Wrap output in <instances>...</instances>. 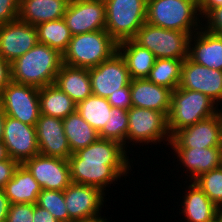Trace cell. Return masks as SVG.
Here are the masks:
<instances>
[{
  "label": "cell",
  "mask_w": 222,
  "mask_h": 222,
  "mask_svg": "<svg viewBox=\"0 0 222 222\" xmlns=\"http://www.w3.org/2000/svg\"><path fill=\"white\" fill-rule=\"evenodd\" d=\"M34 204H10L6 222H33Z\"/></svg>",
  "instance_id": "cell-35"
},
{
  "label": "cell",
  "mask_w": 222,
  "mask_h": 222,
  "mask_svg": "<svg viewBox=\"0 0 222 222\" xmlns=\"http://www.w3.org/2000/svg\"><path fill=\"white\" fill-rule=\"evenodd\" d=\"M106 194L99 188L71 183L64 190V200L72 221L100 215Z\"/></svg>",
  "instance_id": "cell-17"
},
{
  "label": "cell",
  "mask_w": 222,
  "mask_h": 222,
  "mask_svg": "<svg viewBox=\"0 0 222 222\" xmlns=\"http://www.w3.org/2000/svg\"><path fill=\"white\" fill-rule=\"evenodd\" d=\"M199 17L198 0H147L146 22L156 27L191 36L201 28Z\"/></svg>",
  "instance_id": "cell-3"
},
{
  "label": "cell",
  "mask_w": 222,
  "mask_h": 222,
  "mask_svg": "<svg viewBox=\"0 0 222 222\" xmlns=\"http://www.w3.org/2000/svg\"><path fill=\"white\" fill-rule=\"evenodd\" d=\"M188 58L197 64L222 71V37L200 28L189 38Z\"/></svg>",
  "instance_id": "cell-19"
},
{
  "label": "cell",
  "mask_w": 222,
  "mask_h": 222,
  "mask_svg": "<svg viewBox=\"0 0 222 222\" xmlns=\"http://www.w3.org/2000/svg\"><path fill=\"white\" fill-rule=\"evenodd\" d=\"M40 113L59 119L76 110L74 101L55 84L39 88Z\"/></svg>",
  "instance_id": "cell-27"
},
{
  "label": "cell",
  "mask_w": 222,
  "mask_h": 222,
  "mask_svg": "<svg viewBox=\"0 0 222 222\" xmlns=\"http://www.w3.org/2000/svg\"><path fill=\"white\" fill-rule=\"evenodd\" d=\"M65 0H20L18 19L33 26L64 17Z\"/></svg>",
  "instance_id": "cell-23"
},
{
  "label": "cell",
  "mask_w": 222,
  "mask_h": 222,
  "mask_svg": "<svg viewBox=\"0 0 222 222\" xmlns=\"http://www.w3.org/2000/svg\"><path fill=\"white\" fill-rule=\"evenodd\" d=\"M212 222H222L218 217L215 219V220H213Z\"/></svg>",
  "instance_id": "cell-48"
},
{
  "label": "cell",
  "mask_w": 222,
  "mask_h": 222,
  "mask_svg": "<svg viewBox=\"0 0 222 222\" xmlns=\"http://www.w3.org/2000/svg\"><path fill=\"white\" fill-rule=\"evenodd\" d=\"M130 91L133 106L162 112L168 117L171 108V89L142 78L131 80Z\"/></svg>",
  "instance_id": "cell-20"
},
{
  "label": "cell",
  "mask_w": 222,
  "mask_h": 222,
  "mask_svg": "<svg viewBox=\"0 0 222 222\" xmlns=\"http://www.w3.org/2000/svg\"><path fill=\"white\" fill-rule=\"evenodd\" d=\"M66 93L75 104L92 95L89 69L62 64L54 83Z\"/></svg>",
  "instance_id": "cell-24"
},
{
  "label": "cell",
  "mask_w": 222,
  "mask_h": 222,
  "mask_svg": "<svg viewBox=\"0 0 222 222\" xmlns=\"http://www.w3.org/2000/svg\"><path fill=\"white\" fill-rule=\"evenodd\" d=\"M117 45L105 29L75 35L62 55V63L77 68L97 67L117 52Z\"/></svg>",
  "instance_id": "cell-4"
},
{
  "label": "cell",
  "mask_w": 222,
  "mask_h": 222,
  "mask_svg": "<svg viewBox=\"0 0 222 222\" xmlns=\"http://www.w3.org/2000/svg\"><path fill=\"white\" fill-rule=\"evenodd\" d=\"M179 87L206 94L218 106L222 102V71L197 64L187 57L182 65Z\"/></svg>",
  "instance_id": "cell-15"
},
{
  "label": "cell",
  "mask_w": 222,
  "mask_h": 222,
  "mask_svg": "<svg viewBox=\"0 0 222 222\" xmlns=\"http://www.w3.org/2000/svg\"><path fill=\"white\" fill-rule=\"evenodd\" d=\"M5 114L0 108V141H3Z\"/></svg>",
  "instance_id": "cell-46"
},
{
  "label": "cell",
  "mask_w": 222,
  "mask_h": 222,
  "mask_svg": "<svg viewBox=\"0 0 222 222\" xmlns=\"http://www.w3.org/2000/svg\"><path fill=\"white\" fill-rule=\"evenodd\" d=\"M11 81V63L0 55V94Z\"/></svg>",
  "instance_id": "cell-40"
},
{
  "label": "cell",
  "mask_w": 222,
  "mask_h": 222,
  "mask_svg": "<svg viewBox=\"0 0 222 222\" xmlns=\"http://www.w3.org/2000/svg\"><path fill=\"white\" fill-rule=\"evenodd\" d=\"M185 190L181 210L187 222H212L218 217V207L194 183H189Z\"/></svg>",
  "instance_id": "cell-22"
},
{
  "label": "cell",
  "mask_w": 222,
  "mask_h": 222,
  "mask_svg": "<svg viewBox=\"0 0 222 222\" xmlns=\"http://www.w3.org/2000/svg\"><path fill=\"white\" fill-rule=\"evenodd\" d=\"M72 222H109L107 221V219L105 218H101V215H98V216H95V217H92V218H87V219H81V220H75V221H72Z\"/></svg>",
  "instance_id": "cell-44"
},
{
  "label": "cell",
  "mask_w": 222,
  "mask_h": 222,
  "mask_svg": "<svg viewBox=\"0 0 222 222\" xmlns=\"http://www.w3.org/2000/svg\"><path fill=\"white\" fill-rule=\"evenodd\" d=\"M111 109L112 106L107 98L93 94L76 104V111L98 133L108 125Z\"/></svg>",
  "instance_id": "cell-30"
},
{
  "label": "cell",
  "mask_w": 222,
  "mask_h": 222,
  "mask_svg": "<svg viewBox=\"0 0 222 222\" xmlns=\"http://www.w3.org/2000/svg\"><path fill=\"white\" fill-rule=\"evenodd\" d=\"M36 205L47 209L60 222H72L66 208L64 191L42 189Z\"/></svg>",
  "instance_id": "cell-33"
},
{
  "label": "cell",
  "mask_w": 222,
  "mask_h": 222,
  "mask_svg": "<svg viewBox=\"0 0 222 222\" xmlns=\"http://www.w3.org/2000/svg\"><path fill=\"white\" fill-rule=\"evenodd\" d=\"M20 0H0V25L18 19Z\"/></svg>",
  "instance_id": "cell-37"
},
{
  "label": "cell",
  "mask_w": 222,
  "mask_h": 222,
  "mask_svg": "<svg viewBox=\"0 0 222 222\" xmlns=\"http://www.w3.org/2000/svg\"><path fill=\"white\" fill-rule=\"evenodd\" d=\"M107 100L112 107L128 111L133 107L130 85H127L126 87L120 89L119 92L110 95Z\"/></svg>",
  "instance_id": "cell-38"
},
{
  "label": "cell",
  "mask_w": 222,
  "mask_h": 222,
  "mask_svg": "<svg viewBox=\"0 0 222 222\" xmlns=\"http://www.w3.org/2000/svg\"><path fill=\"white\" fill-rule=\"evenodd\" d=\"M179 158L193 182L196 178L212 169L221 167L222 147L211 148H171Z\"/></svg>",
  "instance_id": "cell-21"
},
{
  "label": "cell",
  "mask_w": 222,
  "mask_h": 222,
  "mask_svg": "<svg viewBox=\"0 0 222 222\" xmlns=\"http://www.w3.org/2000/svg\"><path fill=\"white\" fill-rule=\"evenodd\" d=\"M36 28L38 43L47 45L63 55L73 36L64 18L40 23Z\"/></svg>",
  "instance_id": "cell-29"
},
{
  "label": "cell",
  "mask_w": 222,
  "mask_h": 222,
  "mask_svg": "<svg viewBox=\"0 0 222 222\" xmlns=\"http://www.w3.org/2000/svg\"><path fill=\"white\" fill-rule=\"evenodd\" d=\"M125 150L119 142L100 138L77 150L68 159L71 181L99 188L105 193L106 186L130 173V159Z\"/></svg>",
  "instance_id": "cell-1"
},
{
  "label": "cell",
  "mask_w": 222,
  "mask_h": 222,
  "mask_svg": "<svg viewBox=\"0 0 222 222\" xmlns=\"http://www.w3.org/2000/svg\"><path fill=\"white\" fill-rule=\"evenodd\" d=\"M23 165L43 190L64 191L72 183L68 160L37 154Z\"/></svg>",
  "instance_id": "cell-13"
},
{
  "label": "cell",
  "mask_w": 222,
  "mask_h": 222,
  "mask_svg": "<svg viewBox=\"0 0 222 222\" xmlns=\"http://www.w3.org/2000/svg\"><path fill=\"white\" fill-rule=\"evenodd\" d=\"M128 118V144H158L164 139L168 141L166 145L170 144L172 136L168 130V117L164 113L133 106L128 110Z\"/></svg>",
  "instance_id": "cell-8"
},
{
  "label": "cell",
  "mask_w": 222,
  "mask_h": 222,
  "mask_svg": "<svg viewBox=\"0 0 222 222\" xmlns=\"http://www.w3.org/2000/svg\"><path fill=\"white\" fill-rule=\"evenodd\" d=\"M64 20L73 36L105 29L104 0H71L65 9Z\"/></svg>",
  "instance_id": "cell-11"
},
{
  "label": "cell",
  "mask_w": 222,
  "mask_h": 222,
  "mask_svg": "<svg viewBox=\"0 0 222 222\" xmlns=\"http://www.w3.org/2000/svg\"><path fill=\"white\" fill-rule=\"evenodd\" d=\"M62 64V54L47 45L37 43L11 63V80L42 88L55 83Z\"/></svg>",
  "instance_id": "cell-2"
},
{
  "label": "cell",
  "mask_w": 222,
  "mask_h": 222,
  "mask_svg": "<svg viewBox=\"0 0 222 222\" xmlns=\"http://www.w3.org/2000/svg\"><path fill=\"white\" fill-rule=\"evenodd\" d=\"M172 148L222 147L220 112L177 131L169 144Z\"/></svg>",
  "instance_id": "cell-12"
},
{
  "label": "cell",
  "mask_w": 222,
  "mask_h": 222,
  "mask_svg": "<svg viewBox=\"0 0 222 222\" xmlns=\"http://www.w3.org/2000/svg\"><path fill=\"white\" fill-rule=\"evenodd\" d=\"M19 165V162L11 158L0 162V189H3L5 184L13 178Z\"/></svg>",
  "instance_id": "cell-39"
},
{
  "label": "cell",
  "mask_w": 222,
  "mask_h": 222,
  "mask_svg": "<svg viewBox=\"0 0 222 222\" xmlns=\"http://www.w3.org/2000/svg\"><path fill=\"white\" fill-rule=\"evenodd\" d=\"M219 110L217 104L206 94L178 86L171 94V108L168 114L169 133L173 136L182 128L218 114Z\"/></svg>",
  "instance_id": "cell-5"
},
{
  "label": "cell",
  "mask_w": 222,
  "mask_h": 222,
  "mask_svg": "<svg viewBox=\"0 0 222 222\" xmlns=\"http://www.w3.org/2000/svg\"><path fill=\"white\" fill-rule=\"evenodd\" d=\"M128 111L112 107L108 118V125L99 132L100 139L119 142L127 151ZM127 146V147H126Z\"/></svg>",
  "instance_id": "cell-32"
},
{
  "label": "cell",
  "mask_w": 222,
  "mask_h": 222,
  "mask_svg": "<svg viewBox=\"0 0 222 222\" xmlns=\"http://www.w3.org/2000/svg\"><path fill=\"white\" fill-rule=\"evenodd\" d=\"M10 204L4 190L0 189V222H6Z\"/></svg>",
  "instance_id": "cell-43"
},
{
  "label": "cell",
  "mask_w": 222,
  "mask_h": 222,
  "mask_svg": "<svg viewBox=\"0 0 222 222\" xmlns=\"http://www.w3.org/2000/svg\"><path fill=\"white\" fill-rule=\"evenodd\" d=\"M222 6V0H198L199 13L201 17L212 8Z\"/></svg>",
  "instance_id": "cell-42"
},
{
  "label": "cell",
  "mask_w": 222,
  "mask_h": 222,
  "mask_svg": "<svg viewBox=\"0 0 222 222\" xmlns=\"http://www.w3.org/2000/svg\"><path fill=\"white\" fill-rule=\"evenodd\" d=\"M33 222H60L47 209L34 204Z\"/></svg>",
  "instance_id": "cell-41"
},
{
  "label": "cell",
  "mask_w": 222,
  "mask_h": 222,
  "mask_svg": "<svg viewBox=\"0 0 222 222\" xmlns=\"http://www.w3.org/2000/svg\"><path fill=\"white\" fill-rule=\"evenodd\" d=\"M3 143L9 158L23 164L39 154L36 127L5 116Z\"/></svg>",
  "instance_id": "cell-14"
},
{
  "label": "cell",
  "mask_w": 222,
  "mask_h": 222,
  "mask_svg": "<svg viewBox=\"0 0 222 222\" xmlns=\"http://www.w3.org/2000/svg\"><path fill=\"white\" fill-rule=\"evenodd\" d=\"M185 59H156L147 79L154 84L176 89L181 80L182 65Z\"/></svg>",
  "instance_id": "cell-31"
},
{
  "label": "cell",
  "mask_w": 222,
  "mask_h": 222,
  "mask_svg": "<svg viewBox=\"0 0 222 222\" xmlns=\"http://www.w3.org/2000/svg\"><path fill=\"white\" fill-rule=\"evenodd\" d=\"M217 206L222 205V168L202 174L193 181Z\"/></svg>",
  "instance_id": "cell-34"
},
{
  "label": "cell",
  "mask_w": 222,
  "mask_h": 222,
  "mask_svg": "<svg viewBox=\"0 0 222 222\" xmlns=\"http://www.w3.org/2000/svg\"><path fill=\"white\" fill-rule=\"evenodd\" d=\"M3 190L11 204H36L42 188L30 171L23 164H20L13 178L5 184Z\"/></svg>",
  "instance_id": "cell-25"
},
{
  "label": "cell",
  "mask_w": 222,
  "mask_h": 222,
  "mask_svg": "<svg viewBox=\"0 0 222 222\" xmlns=\"http://www.w3.org/2000/svg\"><path fill=\"white\" fill-rule=\"evenodd\" d=\"M189 38L188 33L156 27L145 22L133 40L151 51L156 59H186Z\"/></svg>",
  "instance_id": "cell-7"
},
{
  "label": "cell",
  "mask_w": 222,
  "mask_h": 222,
  "mask_svg": "<svg viewBox=\"0 0 222 222\" xmlns=\"http://www.w3.org/2000/svg\"><path fill=\"white\" fill-rule=\"evenodd\" d=\"M38 43L37 28L19 19L0 25V55L10 63Z\"/></svg>",
  "instance_id": "cell-16"
},
{
  "label": "cell",
  "mask_w": 222,
  "mask_h": 222,
  "mask_svg": "<svg viewBox=\"0 0 222 222\" xmlns=\"http://www.w3.org/2000/svg\"><path fill=\"white\" fill-rule=\"evenodd\" d=\"M105 30L117 42L131 40L146 22L147 0H104Z\"/></svg>",
  "instance_id": "cell-6"
},
{
  "label": "cell",
  "mask_w": 222,
  "mask_h": 222,
  "mask_svg": "<svg viewBox=\"0 0 222 222\" xmlns=\"http://www.w3.org/2000/svg\"><path fill=\"white\" fill-rule=\"evenodd\" d=\"M39 154L68 160L72 155L63 119L41 114L36 122Z\"/></svg>",
  "instance_id": "cell-18"
},
{
  "label": "cell",
  "mask_w": 222,
  "mask_h": 222,
  "mask_svg": "<svg viewBox=\"0 0 222 222\" xmlns=\"http://www.w3.org/2000/svg\"><path fill=\"white\" fill-rule=\"evenodd\" d=\"M218 218L222 221V205L218 207Z\"/></svg>",
  "instance_id": "cell-47"
},
{
  "label": "cell",
  "mask_w": 222,
  "mask_h": 222,
  "mask_svg": "<svg viewBox=\"0 0 222 222\" xmlns=\"http://www.w3.org/2000/svg\"><path fill=\"white\" fill-rule=\"evenodd\" d=\"M221 109L219 110L220 115H221V120H222V106L220 105Z\"/></svg>",
  "instance_id": "cell-49"
},
{
  "label": "cell",
  "mask_w": 222,
  "mask_h": 222,
  "mask_svg": "<svg viewBox=\"0 0 222 222\" xmlns=\"http://www.w3.org/2000/svg\"><path fill=\"white\" fill-rule=\"evenodd\" d=\"M0 108L6 116L35 126L41 115L39 88L11 81L0 94Z\"/></svg>",
  "instance_id": "cell-9"
},
{
  "label": "cell",
  "mask_w": 222,
  "mask_h": 222,
  "mask_svg": "<svg viewBox=\"0 0 222 222\" xmlns=\"http://www.w3.org/2000/svg\"><path fill=\"white\" fill-rule=\"evenodd\" d=\"M63 128L71 153H75L99 139V133L76 110L63 119Z\"/></svg>",
  "instance_id": "cell-28"
},
{
  "label": "cell",
  "mask_w": 222,
  "mask_h": 222,
  "mask_svg": "<svg viewBox=\"0 0 222 222\" xmlns=\"http://www.w3.org/2000/svg\"><path fill=\"white\" fill-rule=\"evenodd\" d=\"M89 75L92 94L102 98H108L119 92L123 87L130 85L132 80L126 63L118 51L97 67L90 68Z\"/></svg>",
  "instance_id": "cell-10"
},
{
  "label": "cell",
  "mask_w": 222,
  "mask_h": 222,
  "mask_svg": "<svg viewBox=\"0 0 222 222\" xmlns=\"http://www.w3.org/2000/svg\"><path fill=\"white\" fill-rule=\"evenodd\" d=\"M9 155L6 150V146L4 145L3 141H0V162L7 160Z\"/></svg>",
  "instance_id": "cell-45"
},
{
  "label": "cell",
  "mask_w": 222,
  "mask_h": 222,
  "mask_svg": "<svg viewBox=\"0 0 222 222\" xmlns=\"http://www.w3.org/2000/svg\"><path fill=\"white\" fill-rule=\"evenodd\" d=\"M117 51L123 57L131 79H142L149 76L156 60L151 51L138 45L133 39L118 43Z\"/></svg>",
  "instance_id": "cell-26"
},
{
  "label": "cell",
  "mask_w": 222,
  "mask_h": 222,
  "mask_svg": "<svg viewBox=\"0 0 222 222\" xmlns=\"http://www.w3.org/2000/svg\"><path fill=\"white\" fill-rule=\"evenodd\" d=\"M203 17L206 19L201 21L207 23H202L205 27L201 25V28L222 37V6L210 9Z\"/></svg>",
  "instance_id": "cell-36"
}]
</instances>
